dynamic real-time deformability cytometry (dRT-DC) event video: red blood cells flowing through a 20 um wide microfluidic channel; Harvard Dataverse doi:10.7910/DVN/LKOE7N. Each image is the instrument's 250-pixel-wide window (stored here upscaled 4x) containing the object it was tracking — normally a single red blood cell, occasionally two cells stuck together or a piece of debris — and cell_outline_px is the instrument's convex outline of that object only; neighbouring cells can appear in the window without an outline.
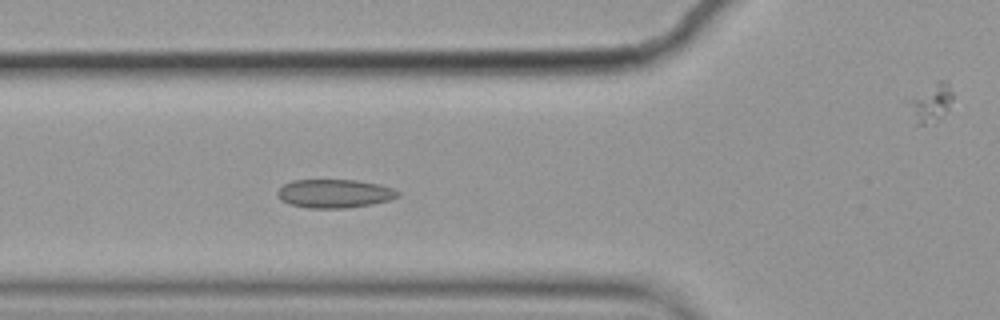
{"species": "common noctule bat (a hibernating species)", "species_latin": "Nyctalus noctula", "temperature_condition": "cold", "stored_images_in_passage": 7, "segment_of_instrument_passage": [1, 2], "camera_frame_rate_fps": 3000, "um_per_image_px": 0.085, "animal": {"sex": "female", "body_mass_g": 19.9}, "frame": {"image": 1, "passage_image": 6, "time_ms": 1.667, "image_size_px": [1000, 320], "cell_outline_px": [[400, 196], [388, 200], [372, 204], [344, 208], [312, 208], [288, 204], [280, 200], [276, 192], [284, 184], [292, 180], [356, 180], [380, 184], [392, 188], [400, 192]], "centroid_in_image_um": [28.42, 16.45], "position_along_channel_um": 97.4, "area_um2": 20.06}}